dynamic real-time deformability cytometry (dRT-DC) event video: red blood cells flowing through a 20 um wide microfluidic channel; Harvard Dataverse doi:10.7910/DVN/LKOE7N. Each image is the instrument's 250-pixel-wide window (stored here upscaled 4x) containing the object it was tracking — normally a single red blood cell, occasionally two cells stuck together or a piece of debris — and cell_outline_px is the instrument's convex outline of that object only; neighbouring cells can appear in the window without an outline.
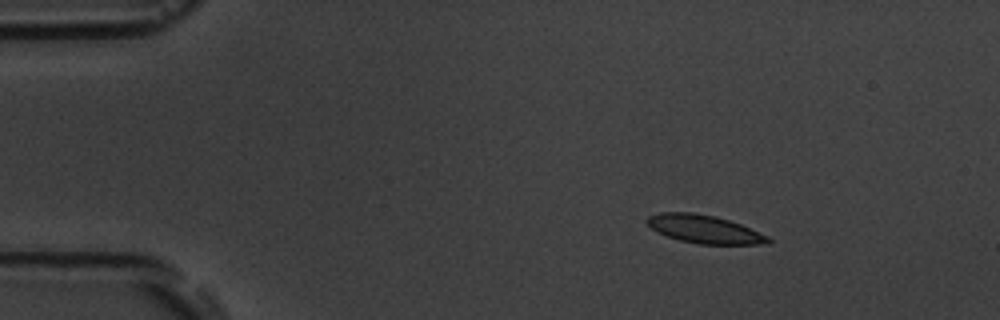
{"species": "common noctule bat (a hibernating species)", "species_latin": "Nyctalus noctula", "temperature_condition": "room temperature", "stored_images_in_passage": 4, "segment_of_instrument_passage": [1, 2], "camera_frame_rate_fps": 3000, "um_per_image_px": 0.085, "animal": {"sex": "male", "body_mass_g": 19.5, "forearm_length_mm": 54.6}, "frame": {"image": 1, "passage_image": 1, "time_ms": 0.0, "image_size_px": [1000, 320], "cell_outline_px": [[772, 240], [768, 244], [696, 244], [680, 240], [656, 232], [644, 220], [648, 216], [660, 212], [692, 212], [716, 216], [740, 224], [768, 236]], "centroid_in_image_um": [59.84, 19.47], "position_along_channel_um": 25.2, "area_um2": 19.88}}